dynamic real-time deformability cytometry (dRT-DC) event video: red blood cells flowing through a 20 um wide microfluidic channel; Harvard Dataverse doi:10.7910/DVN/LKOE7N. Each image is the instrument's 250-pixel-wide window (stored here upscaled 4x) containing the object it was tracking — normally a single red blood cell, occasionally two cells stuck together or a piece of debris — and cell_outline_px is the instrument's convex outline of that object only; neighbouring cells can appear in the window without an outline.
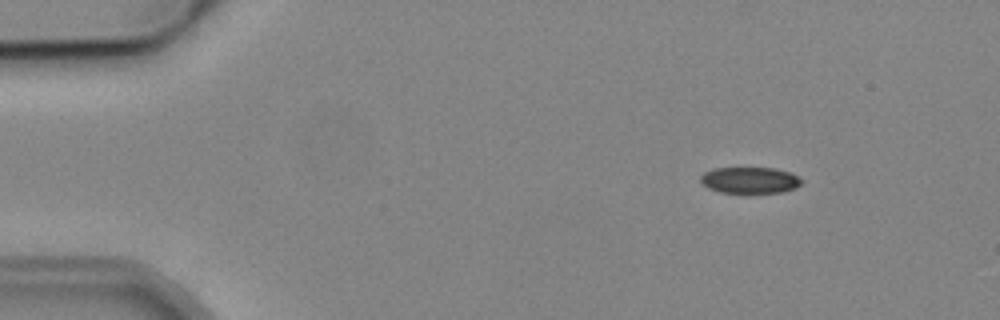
{"species": "common noctule bat (a hibernating species)", "species_latin": "Nyctalus noctula", "temperature_condition": "cold", "stored_images_in_passage": 5, "camera_frame_rate_fps": 3000, "um_per_image_px": 0.085, "animal": {"sex": "male", "body_mass_g": 19.2, "forearm_length_mm": 51.8}, "frame": {"image": 1, "passage_image": 3, "time_ms": 2.333, "image_size_px": [1000, 320], "cell_outline_px": [[804, 180], [796, 188], [784, 192], [720, 192], [708, 188], [700, 180], [700, 176], [704, 172], [712, 168], [772, 168], [788, 172]], "centroid_in_image_um": [63.73, 15.31], "position_along_channel_um": 21.3, "area_um2": 15.32}}